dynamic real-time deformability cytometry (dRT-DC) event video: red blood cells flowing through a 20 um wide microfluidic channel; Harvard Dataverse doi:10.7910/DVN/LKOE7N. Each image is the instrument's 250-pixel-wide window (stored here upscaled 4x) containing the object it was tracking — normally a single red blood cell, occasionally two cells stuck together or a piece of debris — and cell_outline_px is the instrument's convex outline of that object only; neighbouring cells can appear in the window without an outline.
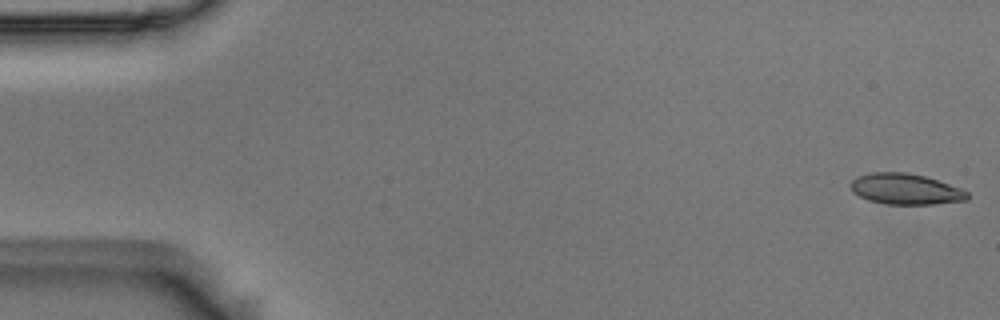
{"species": "Egyptian fruit bat (a non-hibernating species)", "species_latin": "Rousettus aegyptiacus", "temperature_condition": "room temperature", "stored_images_in_passage": 5, "camera_frame_rate_fps": 3000, "um_per_image_px": 0.085, "animal": {"sex": "male"}, "frame": {"image": 1, "passage_image": 1, "time_ms": 0.0, "image_size_px": [1000, 320], "cell_outline_px": [[968, 200], [932, 204], [888, 204], [868, 200], [852, 192], [848, 184], [856, 176], [872, 172], [908, 172], [924, 176], [960, 188], [968, 192]], "centroid_in_image_um": [76.92, 16.06], "position_along_channel_um": 8.1, "area_um2": 20.98}}